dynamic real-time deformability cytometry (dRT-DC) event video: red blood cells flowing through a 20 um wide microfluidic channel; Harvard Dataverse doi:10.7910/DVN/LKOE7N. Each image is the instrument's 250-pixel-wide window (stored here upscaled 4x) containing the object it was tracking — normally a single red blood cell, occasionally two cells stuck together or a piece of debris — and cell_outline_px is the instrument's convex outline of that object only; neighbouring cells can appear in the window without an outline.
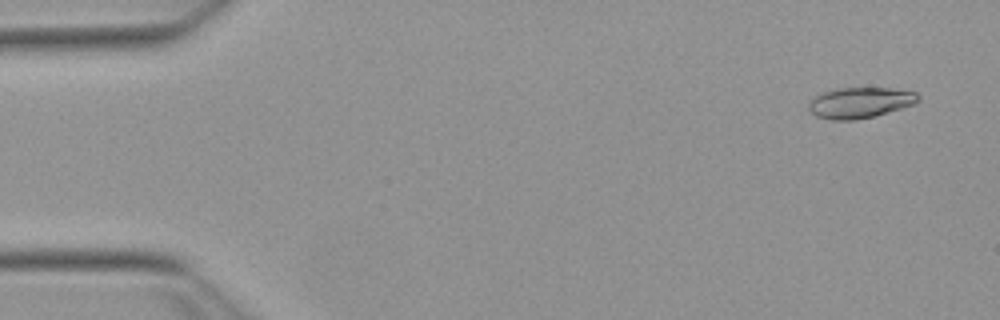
{"species": "Egyptian fruit bat (a non-hibernating species)", "species_latin": "Rousettus aegyptiacus", "temperature_condition": "warm", "stored_images_in_passage": 54, "segment_of_instrument_passage": [1, 2], "camera_frame_rate_fps": 3000, "um_per_image_px": 0.085, "animal": {"sex": "female"}, "frame": {"image": 1, "passage_image": 3, "time_ms": 0.667, "image_size_px": [1000, 320], "cell_outline_px": [[920, 100], [916, 104], [876, 116], [856, 120], [832, 120], [816, 116], [808, 108], [808, 100], [812, 96], [820, 92], [836, 88], [892, 88], [916, 92], [920, 96]], "centroid_in_image_um": [73.09, 8.72], "position_along_channel_um": 11.9, "area_um2": 20.11}}
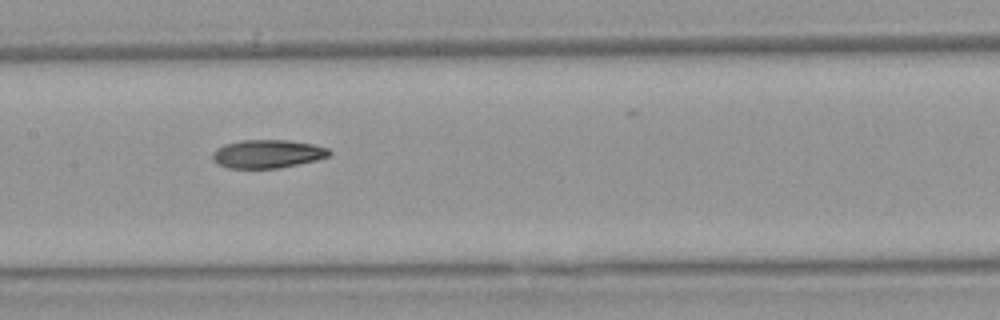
{"frame": {"image": 2, "passage_image": 26, "time_ms": 8.333, "image_size_px": [1000, 320], "cell_outline_px": [[332, 152], [328, 156], [316, 160], [280, 168], [228, 168], [216, 164], [212, 160], [212, 152], [216, 148], [224, 144], [240, 140], [288, 140], [316, 144], [328, 148]], "centroid_in_image_um": [22.71, 13.07], "position_along_channel_um": 184.7, "area_um2": 19.54}}
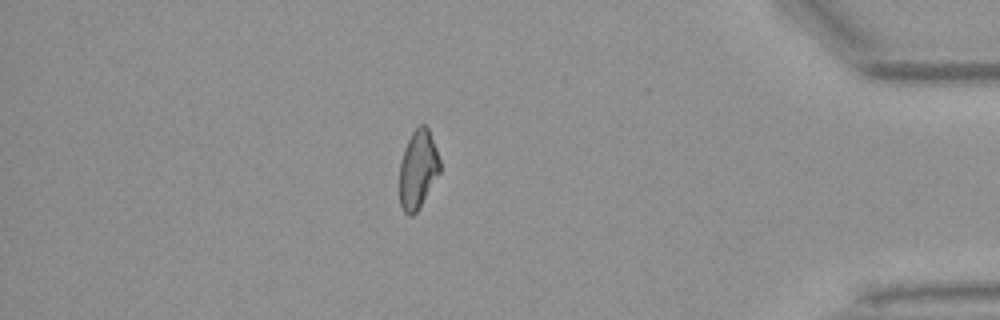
{"frame": {"image": 3, "passage_image": 46, "time_ms": 15.0, "image_size_px": [1000, 320], "cell_outline_px": [[440, 172], [416, 212], [412, 216], [408, 216], [404, 212], [400, 204], [400, 160], [404, 148], [412, 132], [420, 124], [424, 124], [428, 128], [436, 148], [440, 160]], "centroid_in_image_um": [35.52, 14.39], "position_along_channel_um": 399.7, "area_um2": 18.32}}